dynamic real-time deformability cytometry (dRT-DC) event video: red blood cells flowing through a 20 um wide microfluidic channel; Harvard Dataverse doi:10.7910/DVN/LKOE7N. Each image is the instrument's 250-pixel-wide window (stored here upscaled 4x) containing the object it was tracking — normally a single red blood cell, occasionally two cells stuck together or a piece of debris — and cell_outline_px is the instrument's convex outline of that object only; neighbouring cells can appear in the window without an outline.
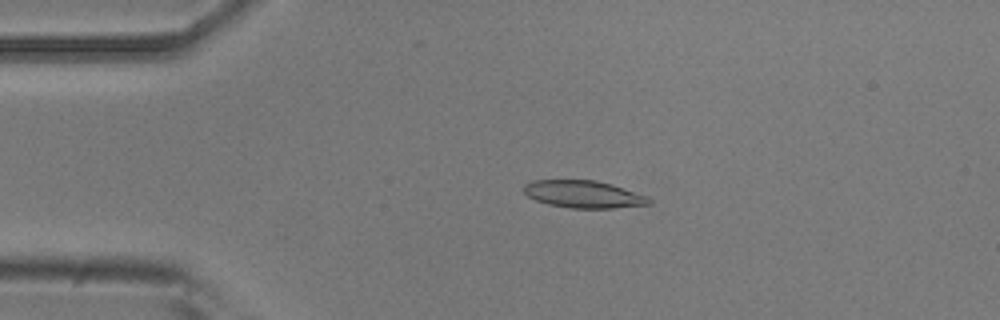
{"species": "common noctule bat (a hibernating species)", "species_latin": "Nyctalus noctula", "temperature_condition": "room temperature", "stored_images_in_passage": 40, "camera_frame_rate_fps": 3000, "um_per_image_px": 0.085, "animal": {"sex": "male", "body_mass_g": 20.5, "forearm_length_mm": 52.5}, "frame": {"image": 1, "passage_image": 10, "time_ms": 3.0, "image_size_px": [1000, 320], "cell_outline_px": [[652, 204], [612, 208], [572, 208], [548, 204], [536, 200], [528, 196], [524, 192], [524, 184], [532, 180], [596, 180], [612, 184], [648, 196], [652, 200]], "centroid_in_image_um": [49.62, 16.5], "position_along_channel_um": 35.4, "area_um2": 20.0}}
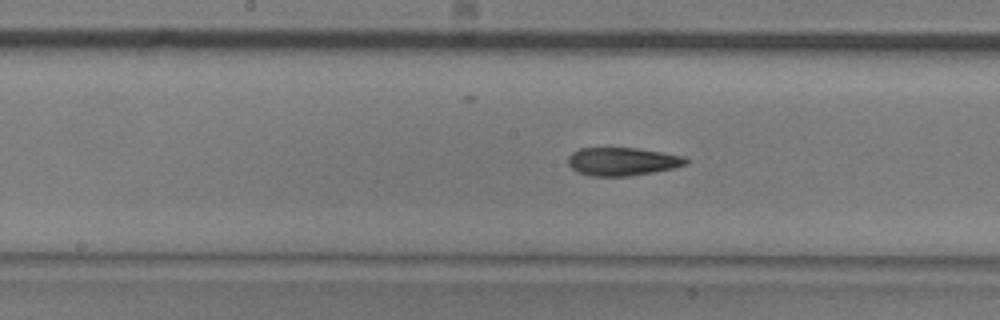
{"frame": {"image": 2, "passage_image": 25, "time_ms": 8.0, "image_size_px": [1000, 320], "cell_outline_px": [[688, 164], [672, 168], [652, 172], [628, 176], [592, 176], [576, 172], [568, 164], [568, 156], [572, 152], [580, 148], [640, 148], [684, 156], [688, 160]], "centroid_in_image_um": [52.88, 13.72], "position_along_channel_um": 195.3, "area_um2": 19.36}}
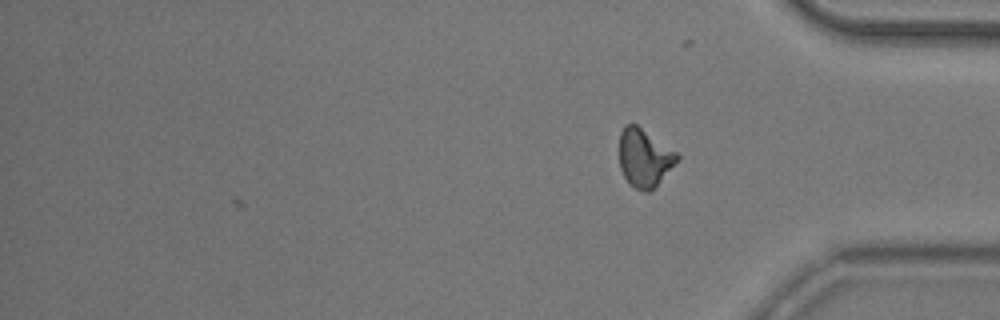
{"frame": {"image": 3, "passage_image": 40, "time_ms": 13.0, "image_size_px": [1000, 320], "cell_outline_px": [[680, 160], [648, 192], [644, 192], [628, 184], [620, 168], [620, 132], [624, 124], [636, 124], [676, 152], [680, 156]], "centroid_in_image_um": [54.76, 13.41], "position_along_channel_um": 380.4, "area_um2": 19.36}, "authors_computed_cell_mechanics": {"area_um2": 19.7098, "velocity_mm_per_s": 3.8827, "shape_relaxation_time_tau1_ms": null, "shape_relaxation_time_tau2_ms": 3.6424, "deformation_change_tau1": null, "deformation_change_tau2": 0.116}}